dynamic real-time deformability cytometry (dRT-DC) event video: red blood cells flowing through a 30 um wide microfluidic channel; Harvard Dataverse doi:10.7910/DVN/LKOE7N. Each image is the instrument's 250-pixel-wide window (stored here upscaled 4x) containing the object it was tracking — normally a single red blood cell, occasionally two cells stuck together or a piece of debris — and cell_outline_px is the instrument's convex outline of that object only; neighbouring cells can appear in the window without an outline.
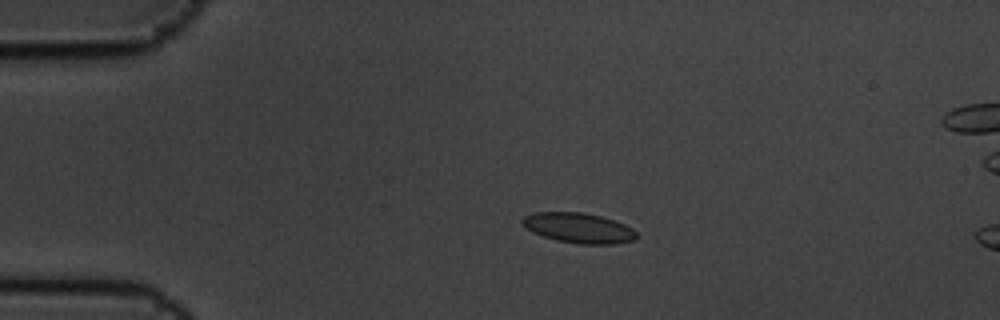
{"species": "common noctule bat (a hibernating species)", "species_latin": "Nyctalus noctula", "temperature_condition": "cold", "stored_images_in_passage": 6, "camera_frame_rate_fps": 3000, "um_per_image_px": 0.085, "animal": {"sex": "male", "body_mass_g": 19.5, "forearm_length_mm": 54.6}, "frame": {"image": 1, "passage_image": 4, "time_ms": 1.0, "image_size_px": [1000, 320], "cell_outline_px": [[640, 236], [636, 240], [616, 244], [580, 244], [556, 240], [532, 232], [520, 220], [524, 216], [532, 212], [584, 212], [600, 216], [624, 224], [632, 228]], "centroid_in_image_um": [49.22, 19.38], "position_along_channel_um": 35.8, "area_um2": 20.11}}